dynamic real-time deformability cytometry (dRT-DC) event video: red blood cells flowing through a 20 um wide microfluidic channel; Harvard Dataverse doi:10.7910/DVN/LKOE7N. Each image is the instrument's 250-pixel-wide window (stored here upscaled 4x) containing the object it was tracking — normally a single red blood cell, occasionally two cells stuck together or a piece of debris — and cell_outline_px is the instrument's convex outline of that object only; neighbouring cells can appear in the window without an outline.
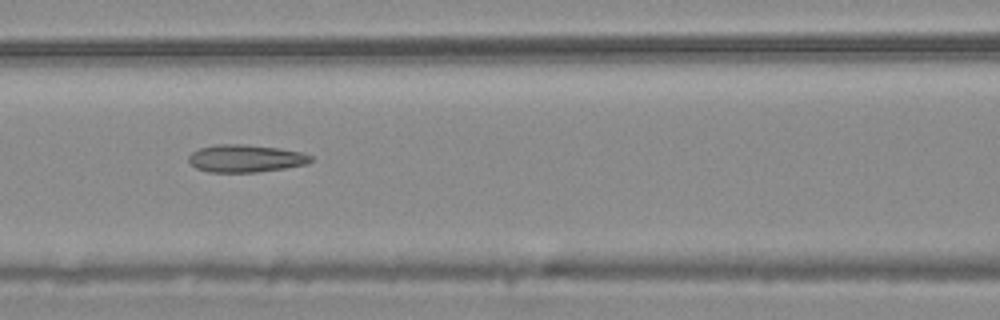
{"species": "common noctule bat (a hibernating species)", "species_latin": "Nyctalus noctula", "temperature_condition": "warm", "stored_images_in_passage": 35, "camera_frame_rate_fps": 3000, "um_per_image_px": 0.085, "animal": {"sex": "male", "body_mass_g": 20.4}, "frame": {"image": 1, "passage_image": 11, "time_ms": 3.333, "image_size_px": [1000, 320], "cell_outline_px": [[312, 160], [308, 164], [284, 168], [256, 172], [208, 172], [196, 168], [188, 160], [188, 156], [192, 152], [200, 148], [216, 144], [244, 144], [280, 148], [304, 152], [312, 156]], "centroid_in_image_um": [20.89, 13.46], "position_along_channel_um": 145.7, "area_um2": 19.71}, "authors_computed_cell_mechanics": {"area_um2": 19.7098, "velocity_mm_per_s": 3.7865, "shape_relaxation_time_tau1_ms": null, "shape_relaxation_time_tau2_ms": 2.6633, "deformation_change_tau1": null, "deformation_change_tau2": 0.1332}}